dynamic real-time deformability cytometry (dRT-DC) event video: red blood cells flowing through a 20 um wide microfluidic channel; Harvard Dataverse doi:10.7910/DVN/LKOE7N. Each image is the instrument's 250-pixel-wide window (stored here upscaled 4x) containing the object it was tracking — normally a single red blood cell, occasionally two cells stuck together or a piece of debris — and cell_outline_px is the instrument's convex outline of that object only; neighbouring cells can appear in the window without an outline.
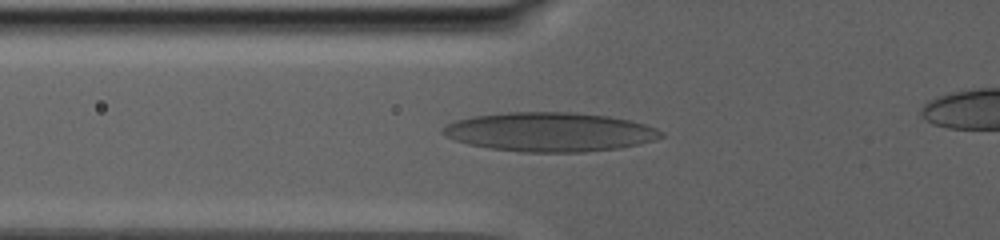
{"species": "human", "species_latin": "Homo sapiens", "temperature_condition": "warm", "stored_images_in_passage": 14, "camera_frame_rate_fps": 3000, "um_per_image_px": 0.085, "donor": {"sex": "male"}, "frame": {"image": 1, "passage_image": 5, "time_ms": 3.667, "image_size_px": [1000, 240], "cell_outline_px": [[664, 136], [656, 140], [620, 148], [584, 152], [520, 152], [492, 148], [468, 144], [444, 136], [440, 132], [440, 128], [444, 124], [456, 120], [472, 116], [508, 112], [576, 112], [608, 116], [628, 120], [644, 124], [656, 128], [664, 132]], "centroid_in_image_um": [46.71, 11.21], "position_along_channel_um": 79.1, "area_um2": 50.05}}
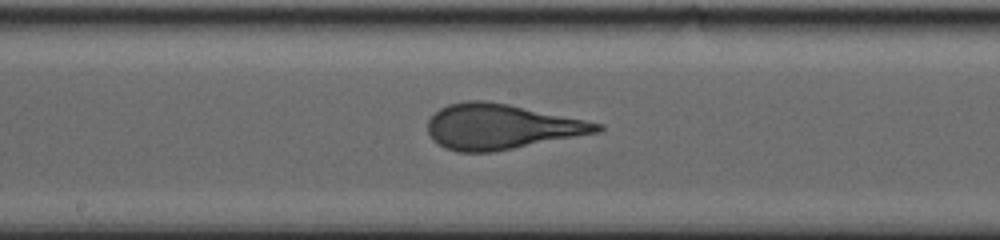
{"frame": {"image": 2, "passage_image": 10, "time_ms": 8.667, "image_size_px": [1000, 240], "cell_outline_px": [[604, 128], [600, 132], [492, 152], [460, 152], [444, 148], [432, 140], [428, 132], [428, 120], [440, 108], [448, 104], [464, 100], [484, 100], [508, 104], [604, 124]], "centroid_in_image_um": [42.57, 10.76], "position_along_channel_um": 205.6, "area_um2": 44.45}}
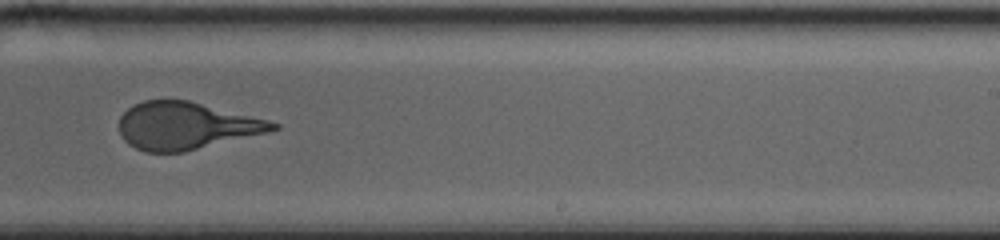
{"frame": {"image": 3, "passage_image": 13, "time_ms": 11.333, "image_size_px": [1000, 240], "cell_outline_px": [[280, 128], [268, 132], [184, 152], [144, 152], [128, 144], [124, 140], [120, 132], [120, 116], [132, 104], [144, 100], [188, 100], [268, 120], [280, 124]], "centroid_in_image_um": [15.79, 10.69], "position_along_channel_um": 273.2, "area_um2": 42.19}}